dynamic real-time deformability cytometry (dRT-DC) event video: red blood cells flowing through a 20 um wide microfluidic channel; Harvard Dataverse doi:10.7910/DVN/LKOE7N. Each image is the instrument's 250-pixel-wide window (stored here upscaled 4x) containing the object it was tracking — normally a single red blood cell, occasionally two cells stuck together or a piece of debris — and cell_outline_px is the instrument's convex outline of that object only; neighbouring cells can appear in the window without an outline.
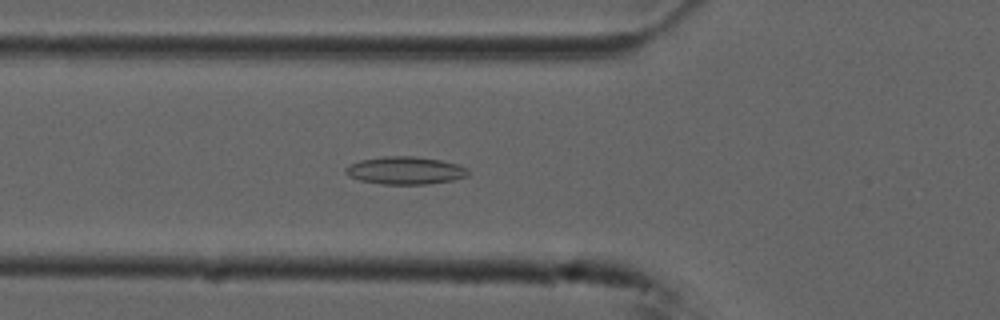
{"species": "common noctule bat (a hibernating species)", "species_latin": "Nyctalus noctula", "temperature_condition": "cold", "stored_images_in_passage": 45, "camera_frame_rate_fps": 3000, "um_per_image_px": 0.085, "animal": {"sex": "male", "forearm_length_mm": 52.5}, "frame": {"image": 1, "passage_image": 10, "time_ms": 3.0, "image_size_px": [1000, 320], "cell_outline_px": [[468, 176], [452, 180], [428, 184], [380, 184], [360, 180], [348, 176], [344, 172], [344, 168], [360, 160], [384, 156], [412, 156], [440, 160], [456, 164], [468, 168]], "centroid_in_image_um": [34.43, 14.49], "position_along_channel_um": 91.4, "area_um2": 19.71}}
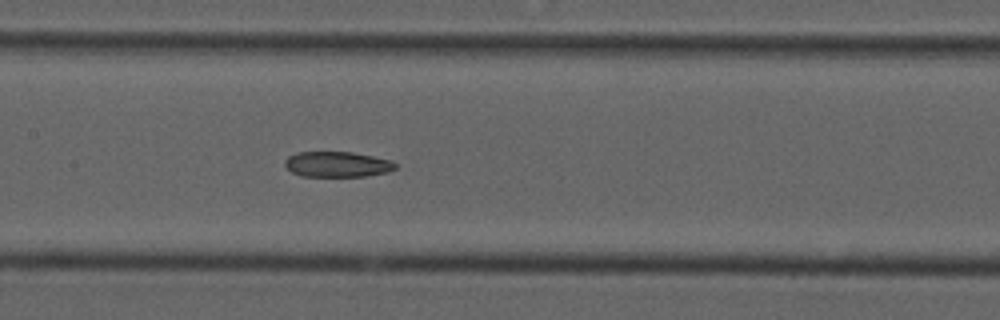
{"frame": {"image": 2, "passage_image": 17, "time_ms": 5.333, "image_size_px": [1000, 320], "cell_outline_px": [[396, 168], [388, 172], [364, 176], [300, 176], [292, 172], [284, 164], [284, 160], [288, 156], [296, 152], [352, 152], [392, 160], [396, 164]], "centroid_in_image_um": [28.65, 13.96], "position_along_channel_um": 178.7, "area_um2": 16.42}}
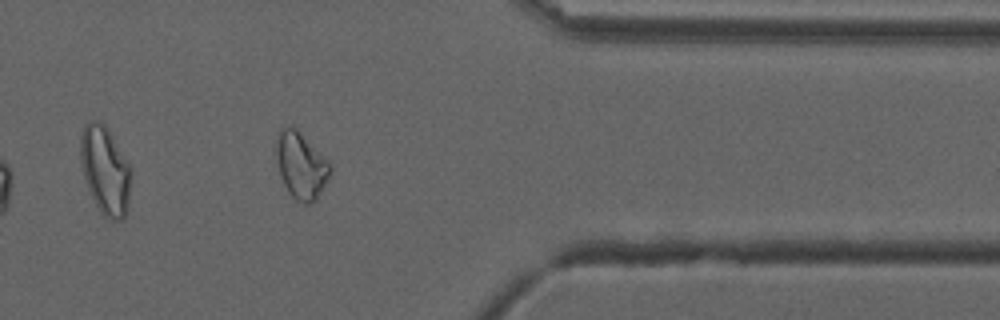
{"frame": {"image": 3, "passage_image": 35, "time_ms": 11.333, "image_size_px": [1000, 320], "cell_outline_px": [[332, 168], [316, 200], [312, 204], [304, 204], [296, 200], [288, 192], [280, 176], [276, 152], [276, 140], [280, 128], [288, 124], [292, 124], [332, 164]], "centroid_in_image_um": [25.57, 14.04], "position_along_channel_um": 385.8, "area_um2": 20.92}, "authors_computed_cell_mechanics": {"area_um2": 19.1896, "velocity_mm_per_s": 3.7203, "shape_relaxation_time_tau1_ms": null, "shape_relaxation_time_tau2_ms": 5.1699, "deformation_change_tau1": null, "deformation_change_tau2": 0.1372}}